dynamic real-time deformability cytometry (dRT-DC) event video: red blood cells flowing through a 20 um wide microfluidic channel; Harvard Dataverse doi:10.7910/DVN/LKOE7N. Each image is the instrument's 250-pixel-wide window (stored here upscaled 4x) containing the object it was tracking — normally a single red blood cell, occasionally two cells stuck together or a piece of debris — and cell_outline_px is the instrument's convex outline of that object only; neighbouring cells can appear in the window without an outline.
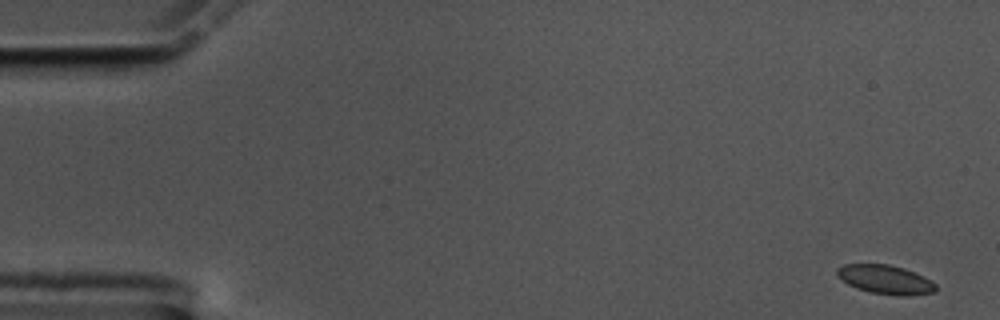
{"species": "common noctule bat (a hibernating species)", "species_latin": "Nyctalus noctula", "temperature_condition": "cold", "stored_images_in_passage": 57, "camera_frame_rate_fps": 3000, "um_per_image_px": 0.085, "animal": {"sex": "male", "body_mass_g": 17.5, "forearm_length_mm": 52.3}, "frame": {"image": 1, "passage_image": 1, "time_ms": 0.0, "image_size_px": [1000, 320], "cell_outline_px": [[936, 292], [908, 296], [900, 296], [868, 292], [856, 288], [848, 284], [836, 276], [836, 268], [844, 264], [888, 264], [904, 268], [924, 276], [936, 284]], "centroid_in_image_um": [75.25, 23.76], "position_along_channel_um": 9.8, "area_um2": 16.88}}
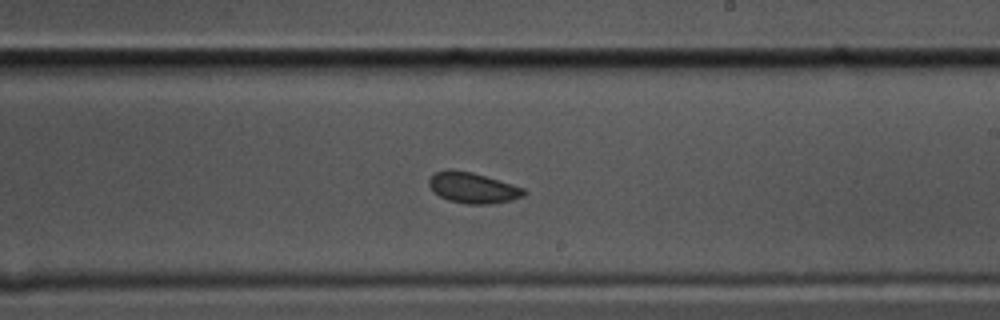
{"frame": {"image": 2, "passage_image": 33, "time_ms": 10.667, "image_size_px": [1000, 320], "cell_outline_px": [[528, 192], [524, 196], [512, 200], [492, 204], [468, 204], [448, 200], [432, 192], [428, 184], [428, 180], [436, 172], [448, 168], [452, 168], [472, 172], [512, 184], [524, 188]], "centroid_in_image_um": [40.18, 15.96], "position_along_channel_um": 248.8, "area_um2": 17.22}}
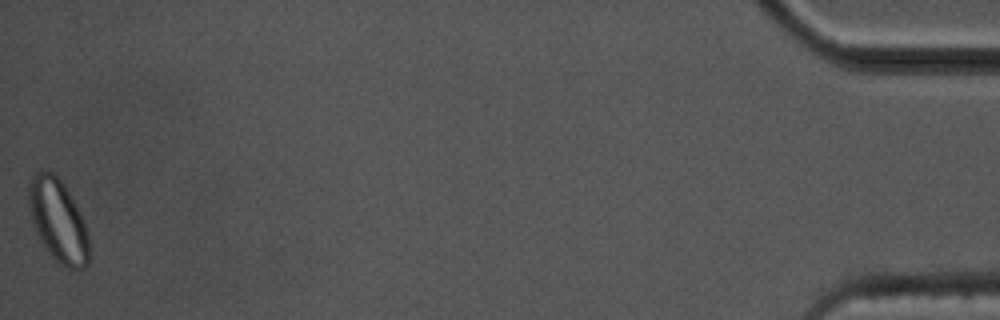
{"frame": {"image": 3, "passage_image": 57, "time_ms": 18.667, "image_size_px": [1000, 320], "cell_outline_px": [[88, 264], [84, 268], [68, 268], [60, 264], [52, 256], [40, 240], [36, 232], [32, 220], [28, 204], [28, 180], [36, 172], [48, 168], [64, 184], [88, 232]], "centroid_in_image_um": [4.89, 18.72], "position_along_channel_um": 430.3, "area_um2": 28.73}}